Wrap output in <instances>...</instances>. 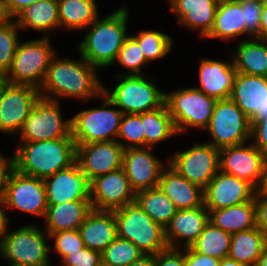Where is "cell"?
Wrapping results in <instances>:
<instances>
[{
    "instance_id": "6da1fadb",
    "label": "cell",
    "mask_w": 267,
    "mask_h": 266,
    "mask_svg": "<svg viewBox=\"0 0 267 266\" xmlns=\"http://www.w3.org/2000/svg\"><path fill=\"white\" fill-rule=\"evenodd\" d=\"M97 68L81 55L77 59L52 58L45 79L39 88L42 98L59 101L60 97L75 98L88 102L100 98L103 83L98 78Z\"/></svg>"
},
{
    "instance_id": "7a4b0ae2",
    "label": "cell",
    "mask_w": 267,
    "mask_h": 266,
    "mask_svg": "<svg viewBox=\"0 0 267 266\" xmlns=\"http://www.w3.org/2000/svg\"><path fill=\"white\" fill-rule=\"evenodd\" d=\"M128 15L127 7L122 5L103 19L99 15L87 27L88 32L77 49L89 64L102 69L115 63L118 52L128 37Z\"/></svg>"
},
{
    "instance_id": "3957f363",
    "label": "cell",
    "mask_w": 267,
    "mask_h": 266,
    "mask_svg": "<svg viewBox=\"0 0 267 266\" xmlns=\"http://www.w3.org/2000/svg\"><path fill=\"white\" fill-rule=\"evenodd\" d=\"M16 148L11 157L13 168L43 180L76 162V143L73 138L21 142Z\"/></svg>"
},
{
    "instance_id": "277c9868",
    "label": "cell",
    "mask_w": 267,
    "mask_h": 266,
    "mask_svg": "<svg viewBox=\"0 0 267 266\" xmlns=\"http://www.w3.org/2000/svg\"><path fill=\"white\" fill-rule=\"evenodd\" d=\"M114 77L118 84L113 89L103 85V92L123 114H141L160 108L165 103V92L144 74L116 73Z\"/></svg>"
},
{
    "instance_id": "5b68a950",
    "label": "cell",
    "mask_w": 267,
    "mask_h": 266,
    "mask_svg": "<svg viewBox=\"0 0 267 266\" xmlns=\"http://www.w3.org/2000/svg\"><path fill=\"white\" fill-rule=\"evenodd\" d=\"M50 36L19 42L11 68L3 77L10 84L41 87L56 50L51 47Z\"/></svg>"
},
{
    "instance_id": "8992f818",
    "label": "cell",
    "mask_w": 267,
    "mask_h": 266,
    "mask_svg": "<svg viewBox=\"0 0 267 266\" xmlns=\"http://www.w3.org/2000/svg\"><path fill=\"white\" fill-rule=\"evenodd\" d=\"M117 237L132 242L144 255H155L168 246L164 229L155 223L134 201L113 210Z\"/></svg>"
},
{
    "instance_id": "52a82bcc",
    "label": "cell",
    "mask_w": 267,
    "mask_h": 266,
    "mask_svg": "<svg viewBox=\"0 0 267 266\" xmlns=\"http://www.w3.org/2000/svg\"><path fill=\"white\" fill-rule=\"evenodd\" d=\"M100 98V108L84 109L71 117V135L76 145L117 141L123 112L104 92Z\"/></svg>"
},
{
    "instance_id": "ba28073f",
    "label": "cell",
    "mask_w": 267,
    "mask_h": 266,
    "mask_svg": "<svg viewBox=\"0 0 267 266\" xmlns=\"http://www.w3.org/2000/svg\"><path fill=\"white\" fill-rule=\"evenodd\" d=\"M216 101L194 86L165 92V104L178 136L189 130L188 128L205 130L210 123Z\"/></svg>"
},
{
    "instance_id": "9c48e42d",
    "label": "cell",
    "mask_w": 267,
    "mask_h": 266,
    "mask_svg": "<svg viewBox=\"0 0 267 266\" xmlns=\"http://www.w3.org/2000/svg\"><path fill=\"white\" fill-rule=\"evenodd\" d=\"M49 235L39 226L28 224L7 233L0 255L10 266H50Z\"/></svg>"
},
{
    "instance_id": "30bf717a",
    "label": "cell",
    "mask_w": 267,
    "mask_h": 266,
    "mask_svg": "<svg viewBox=\"0 0 267 266\" xmlns=\"http://www.w3.org/2000/svg\"><path fill=\"white\" fill-rule=\"evenodd\" d=\"M251 126L249 118L231 98L217 100L205 129L212 141L206 143L217 149L246 143L251 139Z\"/></svg>"
},
{
    "instance_id": "8fae6325",
    "label": "cell",
    "mask_w": 267,
    "mask_h": 266,
    "mask_svg": "<svg viewBox=\"0 0 267 266\" xmlns=\"http://www.w3.org/2000/svg\"><path fill=\"white\" fill-rule=\"evenodd\" d=\"M60 107V101L40 97L17 135L19 141L37 142L72 138L71 118L65 121Z\"/></svg>"
},
{
    "instance_id": "7c38bea8",
    "label": "cell",
    "mask_w": 267,
    "mask_h": 266,
    "mask_svg": "<svg viewBox=\"0 0 267 266\" xmlns=\"http://www.w3.org/2000/svg\"><path fill=\"white\" fill-rule=\"evenodd\" d=\"M219 157L220 149L204 142L176 152L167 162L179 175L204 189L220 170Z\"/></svg>"
},
{
    "instance_id": "4fadbf2b",
    "label": "cell",
    "mask_w": 267,
    "mask_h": 266,
    "mask_svg": "<svg viewBox=\"0 0 267 266\" xmlns=\"http://www.w3.org/2000/svg\"><path fill=\"white\" fill-rule=\"evenodd\" d=\"M4 205L8 210L16 209L44 219L48 207L44 180L12 168L6 183Z\"/></svg>"
},
{
    "instance_id": "5bb4252c",
    "label": "cell",
    "mask_w": 267,
    "mask_h": 266,
    "mask_svg": "<svg viewBox=\"0 0 267 266\" xmlns=\"http://www.w3.org/2000/svg\"><path fill=\"white\" fill-rule=\"evenodd\" d=\"M40 97L39 90L33 86L3 81L0 85V132L18 135Z\"/></svg>"
},
{
    "instance_id": "9a60e30c",
    "label": "cell",
    "mask_w": 267,
    "mask_h": 266,
    "mask_svg": "<svg viewBox=\"0 0 267 266\" xmlns=\"http://www.w3.org/2000/svg\"><path fill=\"white\" fill-rule=\"evenodd\" d=\"M267 157L252 142L220 149L219 168L222 172L259 188Z\"/></svg>"
},
{
    "instance_id": "2e32d148",
    "label": "cell",
    "mask_w": 267,
    "mask_h": 266,
    "mask_svg": "<svg viewBox=\"0 0 267 266\" xmlns=\"http://www.w3.org/2000/svg\"><path fill=\"white\" fill-rule=\"evenodd\" d=\"M91 205L96 210L113 211L135 201V192L123 168L91 181Z\"/></svg>"
},
{
    "instance_id": "e0dca14e",
    "label": "cell",
    "mask_w": 267,
    "mask_h": 266,
    "mask_svg": "<svg viewBox=\"0 0 267 266\" xmlns=\"http://www.w3.org/2000/svg\"><path fill=\"white\" fill-rule=\"evenodd\" d=\"M152 147L126 148L123 152L124 169L131 189L135 192L158 186L162 170L168 165L151 153Z\"/></svg>"
},
{
    "instance_id": "ac0fdd59",
    "label": "cell",
    "mask_w": 267,
    "mask_h": 266,
    "mask_svg": "<svg viewBox=\"0 0 267 266\" xmlns=\"http://www.w3.org/2000/svg\"><path fill=\"white\" fill-rule=\"evenodd\" d=\"M124 148L117 141L76 145V162L90 181L122 168Z\"/></svg>"
},
{
    "instance_id": "d6986e66",
    "label": "cell",
    "mask_w": 267,
    "mask_h": 266,
    "mask_svg": "<svg viewBox=\"0 0 267 266\" xmlns=\"http://www.w3.org/2000/svg\"><path fill=\"white\" fill-rule=\"evenodd\" d=\"M257 190L247 181L219 170L203 189L204 206L208 211L251 201Z\"/></svg>"
},
{
    "instance_id": "ffe728a7",
    "label": "cell",
    "mask_w": 267,
    "mask_h": 266,
    "mask_svg": "<svg viewBox=\"0 0 267 266\" xmlns=\"http://www.w3.org/2000/svg\"><path fill=\"white\" fill-rule=\"evenodd\" d=\"M48 205L90 200L91 181L77 162L44 179Z\"/></svg>"
},
{
    "instance_id": "44dd1931",
    "label": "cell",
    "mask_w": 267,
    "mask_h": 266,
    "mask_svg": "<svg viewBox=\"0 0 267 266\" xmlns=\"http://www.w3.org/2000/svg\"><path fill=\"white\" fill-rule=\"evenodd\" d=\"M230 98L249 120L267 116V77L236 72Z\"/></svg>"
},
{
    "instance_id": "7402d4cb",
    "label": "cell",
    "mask_w": 267,
    "mask_h": 266,
    "mask_svg": "<svg viewBox=\"0 0 267 266\" xmlns=\"http://www.w3.org/2000/svg\"><path fill=\"white\" fill-rule=\"evenodd\" d=\"M208 222L209 212L204 204L194 209L177 210L164 229L167 246L171 248L191 247Z\"/></svg>"
},
{
    "instance_id": "603a6c76",
    "label": "cell",
    "mask_w": 267,
    "mask_h": 266,
    "mask_svg": "<svg viewBox=\"0 0 267 266\" xmlns=\"http://www.w3.org/2000/svg\"><path fill=\"white\" fill-rule=\"evenodd\" d=\"M198 70L199 86L195 88L216 100L230 98L236 75L232 58L227 61L204 58Z\"/></svg>"
},
{
    "instance_id": "cb8c5ba5",
    "label": "cell",
    "mask_w": 267,
    "mask_h": 266,
    "mask_svg": "<svg viewBox=\"0 0 267 266\" xmlns=\"http://www.w3.org/2000/svg\"><path fill=\"white\" fill-rule=\"evenodd\" d=\"M219 0H169L170 10L177 22L187 29L198 30V35L205 38L211 31L215 20Z\"/></svg>"
},
{
    "instance_id": "d4e9b609",
    "label": "cell",
    "mask_w": 267,
    "mask_h": 266,
    "mask_svg": "<svg viewBox=\"0 0 267 266\" xmlns=\"http://www.w3.org/2000/svg\"><path fill=\"white\" fill-rule=\"evenodd\" d=\"M158 187L172 200L177 210L194 209L204 204L203 189L169 165L162 170Z\"/></svg>"
},
{
    "instance_id": "484cf974",
    "label": "cell",
    "mask_w": 267,
    "mask_h": 266,
    "mask_svg": "<svg viewBox=\"0 0 267 266\" xmlns=\"http://www.w3.org/2000/svg\"><path fill=\"white\" fill-rule=\"evenodd\" d=\"M85 247L102 252L117 238L113 211L92 209L79 227Z\"/></svg>"
},
{
    "instance_id": "4316f807",
    "label": "cell",
    "mask_w": 267,
    "mask_h": 266,
    "mask_svg": "<svg viewBox=\"0 0 267 266\" xmlns=\"http://www.w3.org/2000/svg\"><path fill=\"white\" fill-rule=\"evenodd\" d=\"M91 200H77L48 205L45 214V231L48 235L69 230H79L92 210Z\"/></svg>"
},
{
    "instance_id": "83f0119b",
    "label": "cell",
    "mask_w": 267,
    "mask_h": 266,
    "mask_svg": "<svg viewBox=\"0 0 267 266\" xmlns=\"http://www.w3.org/2000/svg\"><path fill=\"white\" fill-rule=\"evenodd\" d=\"M232 58L236 72L267 77V41L256 38L238 41Z\"/></svg>"
},
{
    "instance_id": "f1b7e54d",
    "label": "cell",
    "mask_w": 267,
    "mask_h": 266,
    "mask_svg": "<svg viewBox=\"0 0 267 266\" xmlns=\"http://www.w3.org/2000/svg\"><path fill=\"white\" fill-rule=\"evenodd\" d=\"M245 23L241 3L238 0H219L215 20L210 33L205 38L238 40L245 35Z\"/></svg>"
},
{
    "instance_id": "f546056e",
    "label": "cell",
    "mask_w": 267,
    "mask_h": 266,
    "mask_svg": "<svg viewBox=\"0 0 267 266\" xmlns=\"http://www.w3.org/2000/svg\"><path fill=\"white\" fill-rule=\"evenodd\" d=\"M20 29H33L42 33H51L60 29L57 0H40L24 10L15 18Z\"/></svg>"
},
{
    "instance_id": "4dcf8cb0",
    "label": "cell",
    "mask_w": 267,
    "mask_h": 266,
    "mask_svg": "<svg viewBox=\"0 0 267 266\" xmlns=\"http://www.w3.org/2000/svg\"><path fill=\"white\" fill-rule=\"evenodd\" d=\"M209 212V222L228 233L256 228L254 198L251 201Z\"/></svg>"
},
{
    "instance_id": "1f68e13d",
    "label": "cell",
    "mask_w": 267,
    "mask_h": 266,
    "mask_svg": "<svg viewBox=\"0 0 267 266\" xmlns=\"http://www.w3.org/2000/svg\"><path fill=\"white\" fill-rule=\"evenodd\" d=\"M60 28L84 31L98 14L96 0H57Z\"/></svg>"
},
{
    "instance_id": "d6a6232c",
    "label": "cell",
    "mask_w": 267,
    "mask_h": 266,
    "mask_svg": "<svg viewBox=\"0 0 267 266\" xmlns=\"http://www.w3.org/2000/svg\"><path fill=\"white\" fill-rule=\"evenodd\" d=\"M266 243L267 236L257 228L233 233L229 257L238 263L256 266Z\"/></svg>"
},
{
    "instance_id": "836d02e7",
    "label": "cell",
    "mask_w": 267,
    "mask_h": 266,
    "mask_svg": "<svg viewBox=\"0 0 267 266\" xmlns=\"http://www.w3.org/2000/svg\"><path fill=\"white\" fill-rule=\"evenodd\" d=\"M135 202L163 229L169 224L177 211L172 200L158 186L137 192Z\"/></svg>"
},
{
    "instance_id": "e575fe53",
    "label": "cell",
    "mask_w": 267,
    "mask_h": 266,
    "mask_svg": "<svg viewBox=\"0 0 267 266\" xmlns=\"http://www.w3.org/2000/svg\"><path fill=\"white\" fill-rule=\"evenodd\" d=\"M141 122L145 136V147H152L161 141L178 135L167 105L141 113Z\"/></svg>"
},
{
    "instance_id": "d590c367",
    "label": "cell",
    "mask_w": 267,
    "mask_h": 266,
    "mask_svg": "<svg viewBox=\"0 0 267 266\" xmlns=\"http://www.w3.org/2000/svg\"><path fill=\"white\" fill-rule=\"evenodd\" d=\"M231 236V233L208 222L191 248L195 252L221 260L229 256Z\"/></svg>"
},
{
    "instance_id": "8d00e7d4",
    "label": "cell",
    "mask_w": 267,
    "mask_h": 266,
    "mask_svg": "<svg viewBox=\"0 0 267 266\" xmlns=\"http://www.w3.org/2000/svg\"><path fill=\"white\" fill-rule=\"evenodd\" d=\"M131 37L139 44L146 61L164 58L171 52L173 39L168 34L156 30H143Z\"/></svg>"
},
{
    "instance_id": "74e56055",
    "label": "cell",
    "mask_w": 267,
    "mask_h": 266,
    "mask_svg": "<svg viewBox=\"0 0 267 266\" xmlns=\"http://www.w3.org/2000/svg\"><path fill=\"white\" fill-rule=\"evenodd\" d=\"M144 254L130 241L117 237L101 252V259L111 266H128Z\"/></svg>"
},
{
    "instance_id": "f35d334b",
    "label": "cell",
    "mask_w": 267,
    "mask_h": 266,
    "mask_svg": "<svg viewBox=\"0 0 267 266\" xmlns=\"http://www.w3.org/2000/svg\"><path fill=\"white\" fill-rule=\"evenodd\" d=\"M21 30L14 19L0 25V76H5L11 68L19 43L18 33Z\"/></svg>"
},
{
    "instance_id": "ab89813d",
    "label": "cell",
    "mask_w": 267,
    "mask_h": 266,
    "mask_svg": "<svg viewBox=\"0 0 267 266\" xmlns=\"http://www.w3.org/2000/svg\"><path fill=\"white\" fill-rule=\"evenodd\" d=\"M119 139V140H118ZM120 139H124L127 142ZM117 142L124 148L145 147V136L143 132V124L141 122V114H123Z\"/></svg>"
},
{
    "instance_id": "60d3db41",
    "label": "cell",
    "mask_w": 267,
    "mask_h": 266,
    "mask_svg": "<svg viewBox=\"0 0 267 266\" xmlns=\"http://www.w3.org/2000/svg\"><path fill=\"white\" fill-rule=\"evenodd\" d=\"M119 62L120 65L127 68L124 75H142L141 68L147 65L144 54L142 52L139 44L131 37L128 36L121 49L118 52L117 58L115 60Z\"/></svg>"
},
{
    "instance_id": "b9f144b4",
    "label": "cell",
    "mask_w": 267,
    "mask_h": 266,
    "mask_svg": "<svg viewBox=\"0 0 267 266\" xmlns=\"http://www.w3.org/2000/svg\"><path fill=\"white\" fill-rule=\"evenodd\" d=\"M49 238L54 239V247L50 248V252L54 251L55 254L61 257V260L85 248L79 230L59 231L49 235Z\"/></svg>"
},
{
    "instance_id": "7bdbcfd3",
    "label": "cell",
    "mask_w": 267,
    "mask_h": 266,
    "mask_svg": "<svg viewBox=\"0 0 267 266\" xmlns=\"http://www.w3.org/2000/svg\"><path fill=\"white\" fill-rule=\"evenodd\" d=\"M243 10L245 34L255 38L260 31V22L264 0H238Z\"/></svg>"
},
{
    "instance_id": "ee69618b",
    "label": "cell",
    "mask_w": 267,
    "mask_h": 266,
    "mask_svg": "<svg viewBox=\"0 0 267 266\" xmlns=\"http://www.w3.org/2000/svg\"><path fill=\"white\" fill-rule=\"evenodd\" d=\"M101 261V252L85 247L64 257L60 266H99Z\"/></svg>"
},
{
    "instance_id": "f6af8a7d",
    "label": "cell",
    "mask_w": 267,
    "mask_h": 266,
    "mask_svg": "<svg viewBox=\"0 0 267 266\" xmlns=\"http://www.w3.org/2000/svg\"><path fill=\"white\" fill-rule=\"evenodd\" d=\"M182 249V250H181ZM155 266H185V248L167 247L154 255Z\"/></svg>"
},
{
    "instance_id": "bcb514c9",
    "label": "cell",
    "mask_w": 267,
    "mask_h": 266,
    "mask_svg": "<svg viewBox=\"0 0 267 266\" xmlns=\"http://www.w3.org/2000/svg\"><path fill=\"white\" fill-rule=\"evenodd\" d=\"M251 142L267 157V116L263 120H251Z\"/></svg>"
},
{
    "instance_id": "7dc6e473",
    "label": "cell",
    "mask_w": 267,
    "mask_h": 266,
    "mask_svg": "<svg viewBox=\"0 0 267 266\" xmlns=\"http://www.w3.org/2000/svg\"><path fill=\"white\" fill-rule=\"evenodd\" d=\"M220 260L185 247V266H219Z\"/></svg>"
},
{
    "instance_id": "c3c4849f",
    "label": "cell",
    "mask_w": 267,
    "mask_h": 266,
    "mask_svg": "<svg viewBox=\"0 0 267 266\" xmlns=\"http://www.w3.org/2000/svg\"><path fill=\"white\" fill-rule=\"evenodd\" d=\"M256 228L267 236V197L256 192L254 196Z\"/></svg>"
},
{
    "instance_id": "681fc988",
    "label": "cell",
    "mask_w": 267,
    "mask_h": 266,
    "mask_svg": "<svg viewBox=\"0 0 267 266\" xmlns=\"http://www.w3.org/2000/svg\"><path fill=\"white\" fill-rule=\"evenodd\" d=\"M7 158L0 153V204L4 203L7 179L13 168L12 158Z\"/></svg>"
},
{
    "instance_id": "f907efd6",
    "label": "cell",
    "mask_w": 267,
    "mask_h": 266,
    "mask_svg": "<svg viewBox=\"0 0 267 266\" xmlns=\"http://www.w3.org/2000/svg\"><path fill=\"white\" fill-rule=\"evenodd\" d=\"M40 0H4L5 9L10 19H14L22 10Z\"/></svg>"
},
{
    "instance_id": "816d5d0a",
    "label": "cell",
    "mask_w": 267,
    "mask_h": 266,
    "mask_svg": "<svg viewBox=\"0 0 267 266\" xmlns=\"http://www.w3.org/2000/svg\"><path fill=\"white\" fill-rule=\"evenodd\" d=\"M6 206L4 205V203L0 204V247L2 246L4 239L8 233V229L10 227L9 223H10V219L6 214Z\"/></svg>"
},
{
    "instance_id": "f5cc1de1",
    "label": "cell",
    "mask_w": 267,
    "mask_h": 266,
    "mask_svg": "<svg viewBox=\"0 0 267 266\" xmlns=\"http://www.w3.org/2000/svg\"><path fill=\"white\" fill-rule=\"evenodd\" d=\"M255 38L259 40L267 41V0L263 1L260 31Z\"/></svg>"
},
{
    "instance_id": "db71d44e",
    "label": "cell",
    "mask_w": 267,
    "mask_h": 266,
    "mask_svg": "<svg viewBox=\"0 0 267 266\" xmlns=\"http://www.w3.org/2000/svg\"><path fill=\"white\" fill-rule=\"evenodd\" d=\"M128 266H155L154 255H144L139 260L130 263Z\"/></svg>"
},
{
    "instance_id": "11a10c76",
    "label": "cell",
    "mask_w": 267,
    "mask_h": 266,
    "mask_svg": "<svg viewBox=\"0 0 267 266\" xmlns=\"http://www.w3.org/2000/svg\"><path fill=\"white\" fill-rule=\"evenodd\" d=\"M257 193L267 197V161L264 167L263 178L259 188L257 189Z\"/></svg>"
},
{
    "instance_id": "9f6ffc18",
    "label": "cell",
    "mask_w": 267,
    "mask_h": 266,
    "mask_svg": "<svg viewBox=\"0 0 267 266\" xmlns=\"http://www.w3.org/2000/svg\"><path fill=\"white\" fill-rule=\"evenodd\" d=\"M9 19L10 18L7 15V12H6V9H5L4 0H0V25L6 23Z\"/></svg>"
},
{
    "instance_id": "6f0895ef",
    "label": "cell",
    "mask_w": 267,
    "mask_h": 266,
    "mask_svg": "<svg viewBox=\"0 0 267 266\" xmlns=\"http://www.w3.org/2000/svg\"><path fill=\"white\" fill-rule=\"evenodd\" d=\"M219 266H248L242 263H238L234 259H231L229 256L225 257L220 260V265Z\"/></svg>"
},
{
    "instance_id": "680465c9",
    "label": "cell",
    "mask_w": 267,
    "mask_h": 266,
    "mask_svg": "<svg viewBox=\"0 0 267 266\" xmlns=\"http://www.w3.org/2000/svg\"><path fill=\"white\" fill-rule=\"evenodd\" d=\"M256 266H267V243L263 248L262 254L259 257Z\"/></svg>"
},
{
    "instance_id": "91938a15",
    "label": "cell",
    "mask_w": 267,
    "mask_h": 266,
    "mask_svg": "<svg viewBox=\"0 0 267 266\" xmlns=\"http://www.w3.org/2000/svg\"><path fill=\"white\" fill-rule=\"evenodd\" d=\"M99 266H111L110 264L104 263L103 261L100 262Z\"/></svg>"
},
{
    "instance_id": "94428289",
    "label": "cell",
    "mask_w": 267,
    "mask_h": 266,
    "mask_svg": "<svg viewBox=\"0 0 267 266\" xmlns=\"http://www.w3.org/2000/svg\"><path fill=\"white\" fill-rule=\"evenodd\" d=\"M3 81H4L3 76H0V85L2 84Z\"/></svg>"
}]
</instances>
